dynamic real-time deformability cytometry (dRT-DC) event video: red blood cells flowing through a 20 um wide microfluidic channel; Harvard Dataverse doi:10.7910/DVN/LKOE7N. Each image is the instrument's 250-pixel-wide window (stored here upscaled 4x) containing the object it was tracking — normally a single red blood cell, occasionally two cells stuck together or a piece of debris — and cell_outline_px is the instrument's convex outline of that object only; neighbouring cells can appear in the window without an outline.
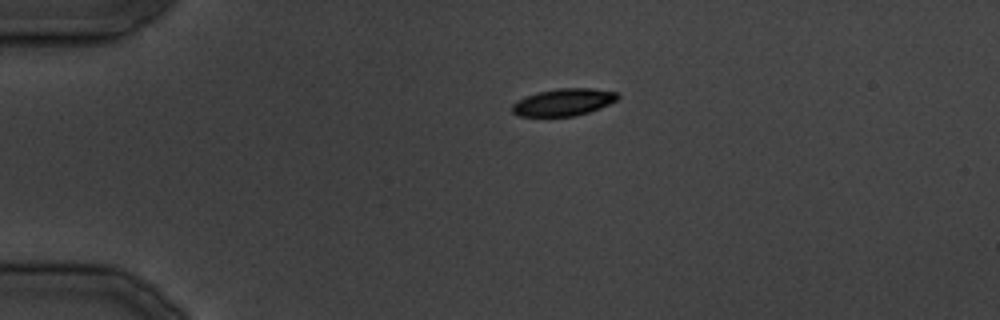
{"species": "common noctule bat (a hibernating species)", "species_latin": "Nyctalus noctula", "temperature_condition": "cold", "stored_images_in_passage": 27, "camera_frame_rate_fps": 3000, "um_per_image_px": 0.085, "animal": {"sex": "male", "body_mass_g": 19.5, "forearm_length_mm": 54.6}, "frame": {"image": 1, "passage_image": 1, "time_ms": 0.0, "image_size_px": [1000, 320], "cell_outline_px": [[620, 96], [616, 100], [600, 108], [576, 116], [520, 116], [512, 112], [512, 104], [516, 100], [524, 96], [536, 92], [560, 88], [592, 88], [616, 92]], "centroid_in_image_um": [47.87, 8.68], "position_along_channel_um": 37.1, "area_um2": 16.76}}
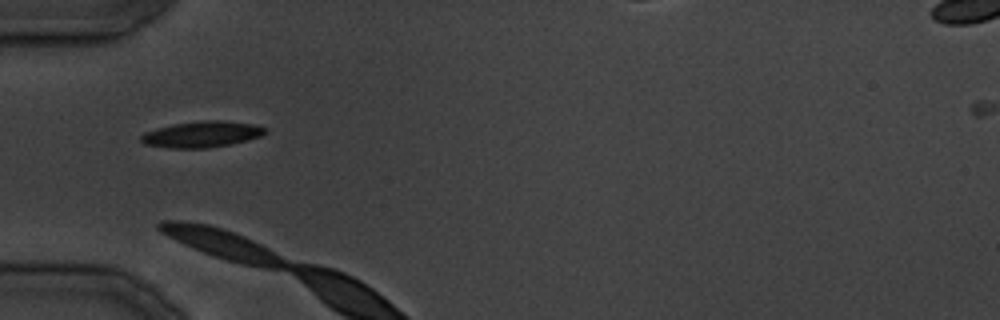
{"frame": {"image": 2, "passage_image": 5, "time_ms": 4.667, "image_size_px": [1000, 320], "cell_outline_px": [[268, 132], [260, 136], [248, 140], [208, 148], [168, 148], [144, 144], [140, 140], [140, 136], [144, 132], [156, 128], [172, 124], [204, 120], [224, 120], [256, 124], [268, 128]], "centroid_in_image_um": [17.17, 11.4], "position_along_channel_um": 67.8, "area_um2": 19.13}}